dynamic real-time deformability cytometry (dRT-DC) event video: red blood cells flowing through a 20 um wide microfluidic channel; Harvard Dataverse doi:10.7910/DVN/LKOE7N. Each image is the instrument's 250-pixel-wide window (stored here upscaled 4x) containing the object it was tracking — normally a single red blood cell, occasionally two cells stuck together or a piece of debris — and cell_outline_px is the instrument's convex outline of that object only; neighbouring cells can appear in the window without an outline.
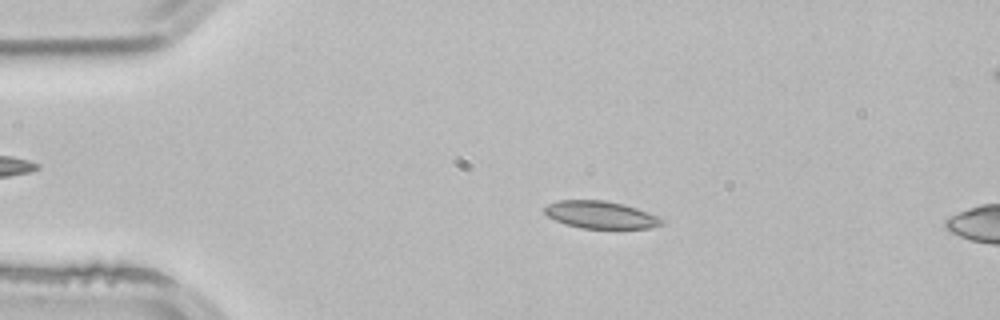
{"species": "common noctule bat (a hibernating species)", "species_latin": "Nyctalus noctula", "temperature_condition": "room temperature", "stored_images_in_passage": 8, "camera_frame_rate_fps": 3000, "um_per_image_px": 0.085, "animal": {"sex": "male", "body_mass_g": 21.5, "forearm_length_mm": 52.0}, "frame": {"image": 1, "passage_image": 3, "time_ms": 0.667, "image_size_px": [1000, 320], "cell_outline_px": [[668, 224], [652, 228], [580, 228], [564, 224], [548, 216], [544, 212], [544, 208], [548, 204], [560, 200], [604, 200], [624, 204], [636, 208], [656, 216], [664, 220]], "centroid_in_image_um": [51.08, 18.26], "position_along_channel_um": 33.9, "area_um2": 18.73}}